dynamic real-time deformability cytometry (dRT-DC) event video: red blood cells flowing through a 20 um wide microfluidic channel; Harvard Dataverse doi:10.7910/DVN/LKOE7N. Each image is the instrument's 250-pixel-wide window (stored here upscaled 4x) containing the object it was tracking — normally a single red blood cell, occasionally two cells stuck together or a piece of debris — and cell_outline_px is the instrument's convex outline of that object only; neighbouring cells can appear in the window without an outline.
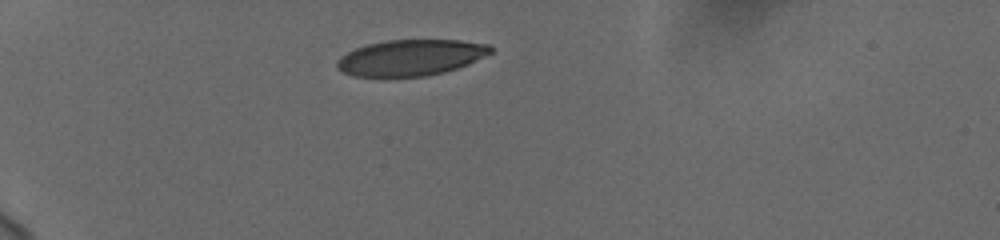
{"species": "human", "species_latin": "Homo sapiens", "temperature_condition": "cold", "stored_images_in_passage": 35, "camera_frame_rate_fps": 3000, "um_per_image_px": 0.085, "donor": {"sex": "female"}, "frame": {"image": 1, "passage_image": 1, "time_ms": 0.0, "image_size_px": [1000, 240], "cell_outline_px": [[492, 52], [468, 64], [444, 72], [424, 76], [352, 76], [336, 68], [336, 64], [348, 52], [356, 48], [368, 44], [388, 40], [460, 40], [492, 44]], "centroid_in_image_um": [34.96, 4.89], "position_along_channel_um": 50.0, "area_um2": 31.91}}
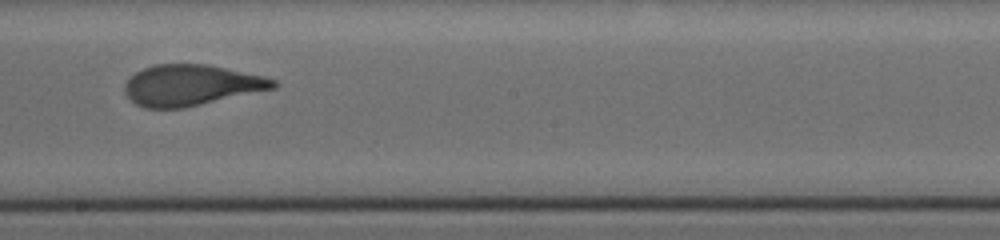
{"frame": {"image": 2, "passage_image": 19, "time_ms": 6.0, "image_size_px": [1000, 240], "cell_outline_px": [[280, 84], [276, 88], [180, 108], [144, 108], [136, 104], [124, 92], [124, 84], [136, 72], [144, 68], [156, 64], [208, 64], [264, 76], [276, 80]], "centroid_in_image_um": [16.26, 7.23], "position_along_channel_um": 231.9, "area_um2": 35.14}}
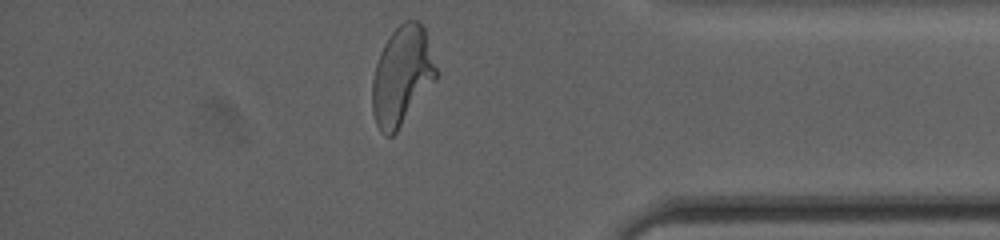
{"frame": {"image": 3, "passage_image": 34, "time_ms": 11.0, "image_size_px": [1000, 240], "cell_outline_px": [[440, 72], [436, 80], [396, 132], [392, 136], [384, 136], [380, 132], [376, 124], [372, 112], [372, 80], [376, 64], [380, 52], [384, 44], [392, 32], [404, 20], [416, 20], [424, 28]], "centroid_in_image_um": [34.18, 6.46], "position_along_channel_um": 401.0, "area_um2": 37.05}, "authors_computed_cell_mechanics": {"area_um2": 36.0672, "velocity_mm_per_s": 3.6901, "shape_relaxation_time_tau1_ms": 5.1886, "shape_relaxation_time_tau2_ms": null, "deformation_change_tau1": 0.225, "deformation_change_tau2": null}}